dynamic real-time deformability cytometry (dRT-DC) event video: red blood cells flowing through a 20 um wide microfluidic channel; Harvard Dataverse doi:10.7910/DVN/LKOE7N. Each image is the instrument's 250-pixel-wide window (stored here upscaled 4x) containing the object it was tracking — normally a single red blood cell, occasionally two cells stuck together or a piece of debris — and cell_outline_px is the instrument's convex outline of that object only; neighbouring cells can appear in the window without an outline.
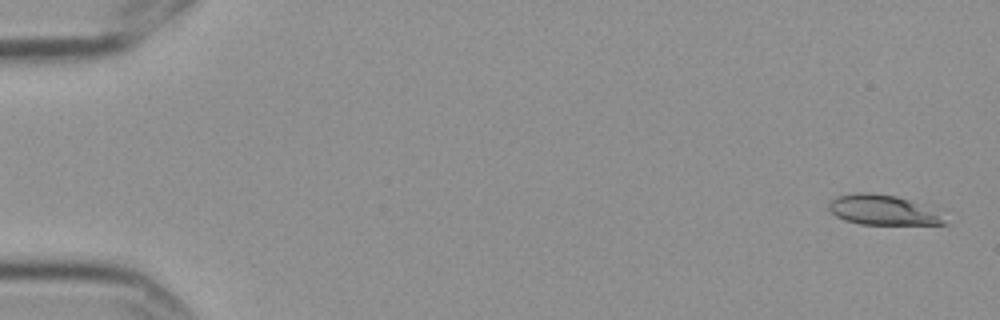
{"species": "Egyptian fruit bat (a non-hibernating species)", "species_latin": "Rousettus aegyptiacus", "temperature_condition": "cold", "stored_images_in_passage": 5, "camera_frame_rate_fps": 3000, "um_per_image_px": 0.085, "frame": {"image": 1, "passage_image": 1, "time_ms": 0.0, "image_size_px": [1000, 320], "cell_outline_px": [[948, 224], [860, 224], [844, 220], [836, 216], [828, 208], [828, 200], [836, 196], [860, 192], [868, 192], [896, 196], [908, 200], [916, 204], [936, 216]], "centroid_in_image_um": [74.8, 17.84], "position_along_channel_um": 10.2, "area_um2": 19.25}}
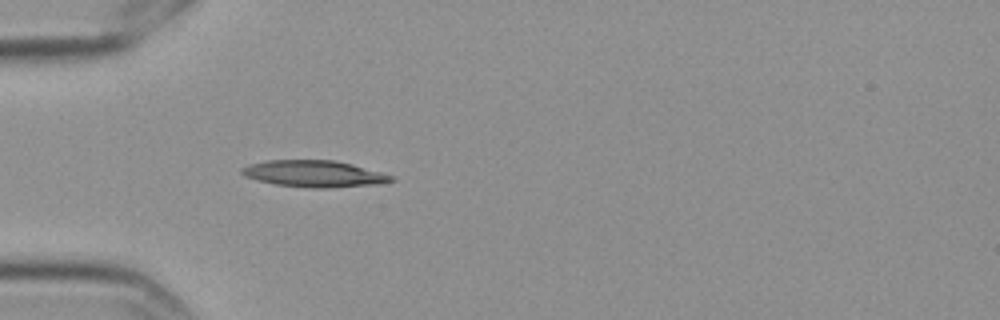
{"frame": {"image": 2, "passage_image": 5, "time_ms": 1.333, "image_size_px": [1000, 320], "cell_outline_px": [[396, 180], [380, 184], [328, 188], [312, 188], [276, 184], [256, 180], [244, 176], [240, 172], [240, 168], [248, 164], [268, 160], [332, 160], [352, 164], [384, 172], [396, 176]], "centroid_in_image_um": [26.74, 14.77], "position_along_channel_um": 58.3, "area_um2": 23.47}}